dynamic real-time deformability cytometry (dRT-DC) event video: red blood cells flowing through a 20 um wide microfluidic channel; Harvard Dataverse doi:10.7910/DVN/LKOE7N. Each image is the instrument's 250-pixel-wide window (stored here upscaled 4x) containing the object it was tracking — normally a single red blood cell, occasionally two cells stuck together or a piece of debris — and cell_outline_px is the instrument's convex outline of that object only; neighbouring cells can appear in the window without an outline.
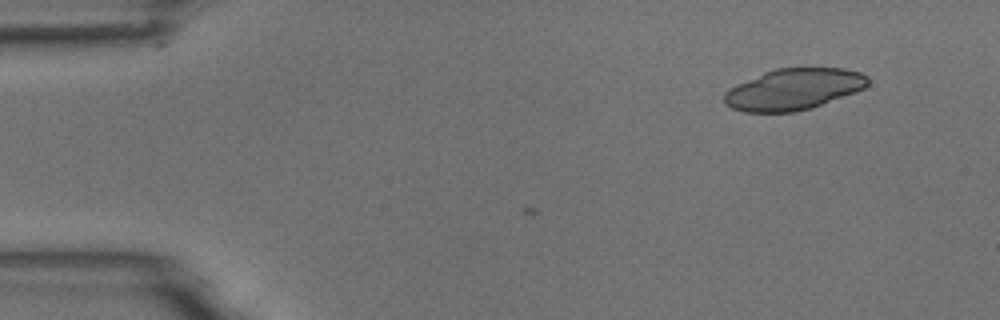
{"species": "common noctule bat (a hibernating species)", "species_latin": "Nyctalus noctula", "temperature_condition": "room temperature", "stored_images_in_passage": 3, "camera_frame_rate_fps": 3000, "um_per_image_px": 0.085, "animal": {"sex": "male", "body_mass_g": 18.8}, "frame": {"image": 1, "passage_image": 3, "time_ms": 0.667, "image_size_px": [1000, 320], "cell_outline_px": [[868, 84], [864, 88], [856, 92], [812, 108], [796, 112], [744, 112], [732, 108], [724, 104], [724, 92], [736, 84], [764, 72], [776, 68], [844, 68], [860, 72], [868, 76]], "centroid_in_image_um": [67.45, 7.59], "position_along_channel_um": 17.5, "area_um2": 34.68}}